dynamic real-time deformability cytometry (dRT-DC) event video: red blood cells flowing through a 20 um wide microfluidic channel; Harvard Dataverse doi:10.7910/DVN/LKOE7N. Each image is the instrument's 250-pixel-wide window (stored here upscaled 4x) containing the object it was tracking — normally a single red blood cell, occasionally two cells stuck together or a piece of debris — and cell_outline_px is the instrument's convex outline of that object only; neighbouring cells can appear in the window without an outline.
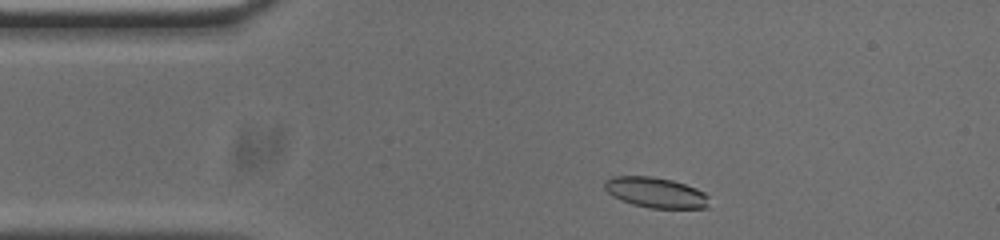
{"species": "common noctule bat (a hibernating species)", "species_latin": "Nyctalus noctula", "temperature_condition": "cold", "stored_images_in_passage": 44, "camera_frame_rate_fps": 3000, "um_per_image_px": 0.085, "animal": {"sex": "male", "body_mass_g": 20.0, "forearm_length_mm": 53.3}, "frame": {"image": 1, "passage_image": 3, "time_ms": 0.667, "image_size_px": [1000, 240], "cell_outline_px": [[708, 208], [648, 208], [632, 204], [608, 192], [604, 188], [604, 180], [612, 176], [652, 176], [672, 180], [696, 188], [704, 192], [708, 196]], "centroid_in_image_um": [55.74, 16.36], "position_along_channel_um": 29.3, "area_um2": 18.44}}
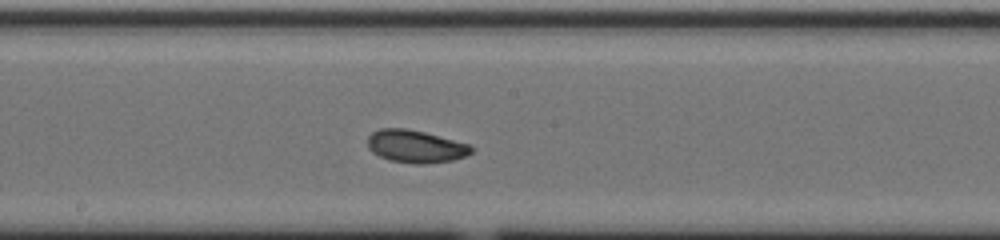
{"frame": {"image": 2, "passage_image": 21, "time_ms": 6.667, "image_size_px": [1000, 240], "cell_outline_px": [[476, 148], [472, 152], [464, 156], [452, 160], [424, 164], [416, 164], [388, 160], [372, 152], [368, 148], [368, 136], [372, 132], [380, 128], [404, 128], [424, 132], [468, 144]], "centroid_in_image_um": [35.3, 12.44], "position_along_channel_um": 212.9, "area_um2": 19.65}}
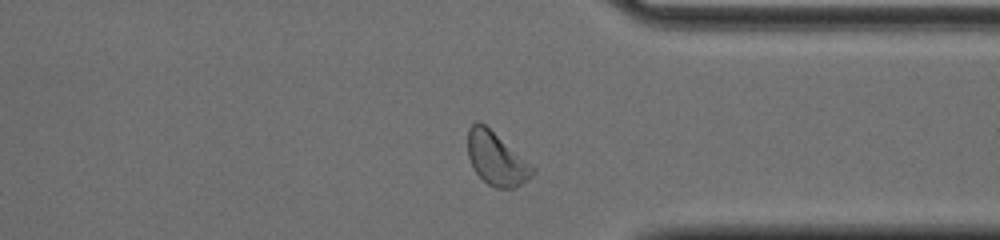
{"frame": {"image": 3, "passage_image": 34, "time_ms": 11.0, "image_size_px": [1000, 240], "cell_outline_px": [[536, 172], [532, 176], [516, 188], [496, 188], [488, 184], [472, 168], [468, 156], [468, 128], [476, 120], [480, 120], [532, 164], [536, 168]], "centroid_in_image_um": [42.2, 13.48], "position_along_channel_um": 369.2, "area_um2": 20.23}, "authors_computed_cell_mechanics": {"area_um2": 19.652, "velocity_mm_per_s": 3.7225, "shape_relaxation_time_tau1_ms": 2.1561, "shape_relaxation_time_tau2_ms": 5.1949, "deformation_change_tau1": 0.0775, "deformation_change_tau2": 0.1119}}